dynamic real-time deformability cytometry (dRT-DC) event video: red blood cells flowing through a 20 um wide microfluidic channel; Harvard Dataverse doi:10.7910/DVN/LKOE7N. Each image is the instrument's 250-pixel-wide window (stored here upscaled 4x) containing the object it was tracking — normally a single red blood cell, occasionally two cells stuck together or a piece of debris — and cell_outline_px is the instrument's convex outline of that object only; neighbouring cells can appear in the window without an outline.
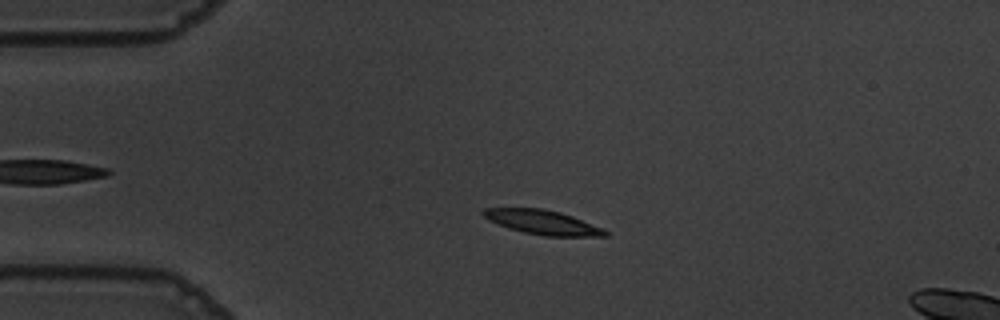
{"species": "common noctule bat (a hibernating species)", "species_latin": "Nyctalus noctula", "temperature_condition": "warm", "stored_images_in_passage": 57, "segment_of_instrument_passage": [1, 2], "camera_frame_rate_fps": 3000, "um_per_image_px": 0.085, "animal": {"sex": "male", "body_mass_g": 19.5, "forearm_length_mm": 54.6}, "frame": {"image": 1, "passage_image": 13, "time_ms": 4.0, "image_size_px": [1000, 320], "cell_outline_px": [[608, 236], [544, 236], [524, 232], [508, 228], [484, 216], [480, 212], [484, 208], [544, 208], [560, 212], [572, 216], [604, 228], [608, 232]], "centroid_in_image_um": [46.16, 18.89], "position_along_channel_um": 38.8, "area_um2": 17.17}}
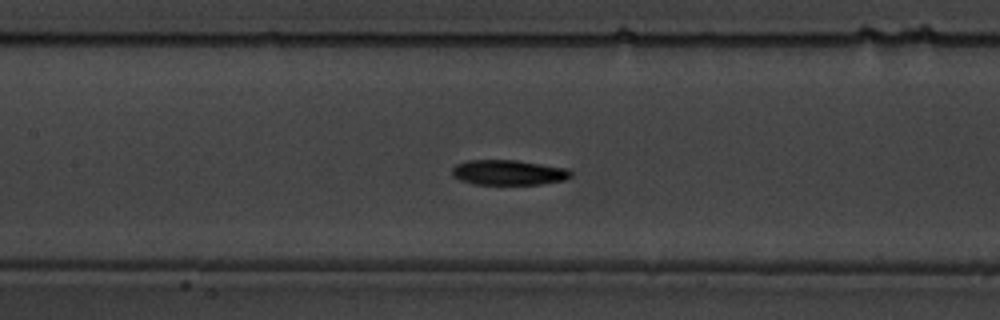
{"frame": {"image": 2, "passage_image": 26, "time_ms": 8.333, "image_size_px": [1000, 320], "cell_outline_px": [[572, 176], [564, 180], [540, 184], [472, 184], [460, 180], [452, 176], [452, 168], [456, 164], [468, 160], [516, 160], [568, 168], [572, 172]], "centroid_in_image_um": [43.21, 14.66], "position_along_channel_um": 164.2, "area_um2": 17.46}}
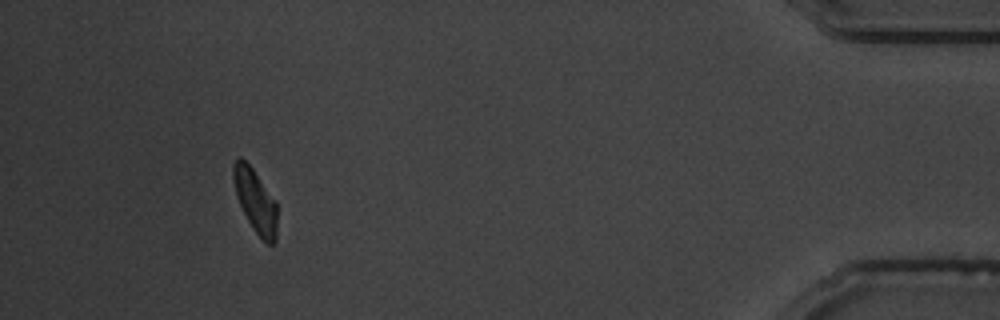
{"frame": {"image": 3, "passage_image": 52, "time_ms": 17.0, "image_size_px": [1000, 320], "cell_outline_px": [[276, 240], [272, 244], [268, 244], [256, 232], [248, 220], [236, 196], [232, 180], [232, 164], [240, 156], [252, 168], [276, 200]], "centroid_in_image_um": [21.69, 17.02], "position_along_channel_um": 413.5, "area_um2": 16.01}}